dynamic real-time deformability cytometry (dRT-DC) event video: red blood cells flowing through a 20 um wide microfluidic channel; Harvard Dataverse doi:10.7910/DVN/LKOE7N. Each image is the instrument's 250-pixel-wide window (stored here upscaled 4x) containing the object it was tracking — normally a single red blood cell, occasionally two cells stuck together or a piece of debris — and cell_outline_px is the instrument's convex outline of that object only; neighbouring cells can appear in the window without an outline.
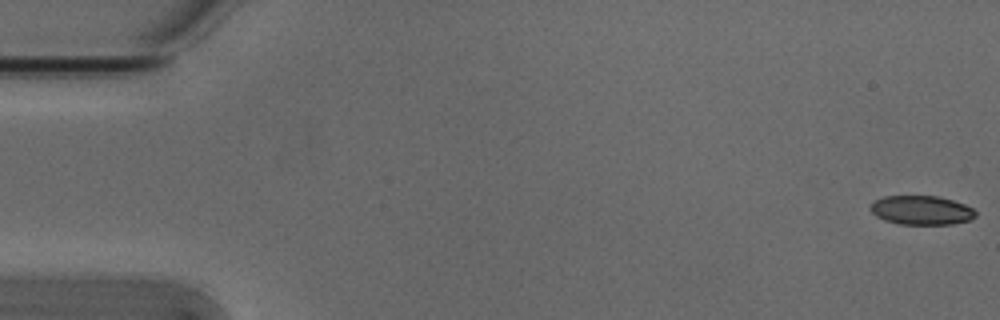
{"species": "Egyptian fruit bat (a non-hibernating species)", "species_latin": "Rousettus aegyptiacus", "temperature_condition": "cold", "stored_images_in_passage": 9, "camera_frame_rate_fps": 3000, "um_per_image_px": 0.085, "animal": {"sex": "male"}, "frame": {"image": 1, "passage_image": 1, "time_ms": 0.0, "image_size_px": [1000, 320], "cell_outline_px": [[976, 216], [972, 220], [952, 224], [900, 224], [884, 220], [876, 216], [868, 208], [872, 200], [884, 196], [940, 196], [964, 204], [972, 208], [976, 212]], "centroid_in_image_um": [78.3, 17.86], "position_along_channel_um": 6.7, "area_um2": 18.03}}